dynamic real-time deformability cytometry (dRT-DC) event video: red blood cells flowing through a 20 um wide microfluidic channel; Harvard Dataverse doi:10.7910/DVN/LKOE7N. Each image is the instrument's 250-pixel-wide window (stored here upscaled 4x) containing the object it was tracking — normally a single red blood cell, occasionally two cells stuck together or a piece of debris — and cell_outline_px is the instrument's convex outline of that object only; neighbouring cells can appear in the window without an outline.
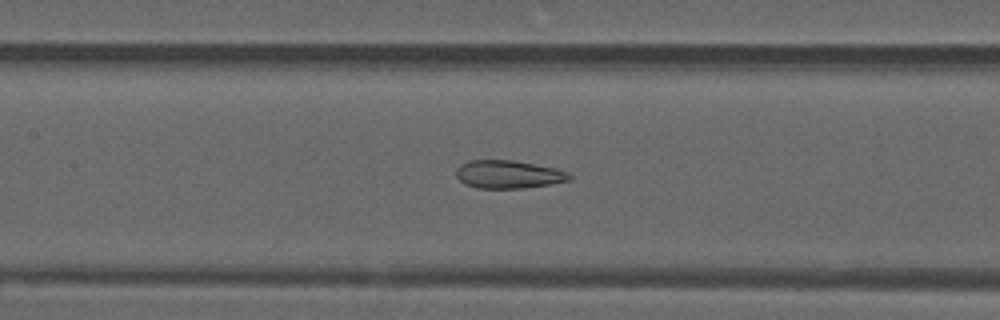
{"species": "common noctule bat (a hibernating species)", "species_latin": "Nyctalus noctula", "temperature_condition": "warm", "stored_images_in_passage": 51, "camera_frame_rate_fps": 3000, "um_per_image_px": 0.085, "animal": {"sex": "male", "forearm_length_mm": 52.5}, "frame": {"image": 1, "passage_image": 23, "time_ms": 7.333, "image_size_px": [1000, 320], "cell_outline_px": [[572, 176], [568, 180], [548, 184], [524, 188], [476, 188], [464, 184], [456, 176], [456, 168], [460, 164], [468, 160], [512, 160], [556, 168], [568, 172]], "centroid_in_image_um": [43.16, 14.81], "position_along_channel_um": 164.2, "area_um2": 18.5}}
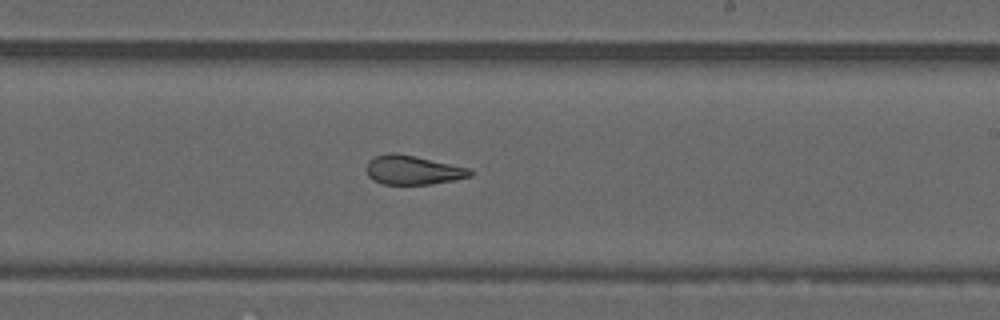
{"frame": {"image": 2, "passage_image": 30, "time_ms": 9.667, "image_size_px": [1000, 320], "cell_outline_px": [[472, 176], [432, 184], [384, 184], [372, 180], [368, 176], [364, 168], [368, 160], [372, 156], [388, 152], [392, 152], [416, 156], [468, 168], [472, 172]], "centroid_in_image_um": [35.0, 14.44], "position_along_channel_um": 254.0, "area_um2": 17.74}}
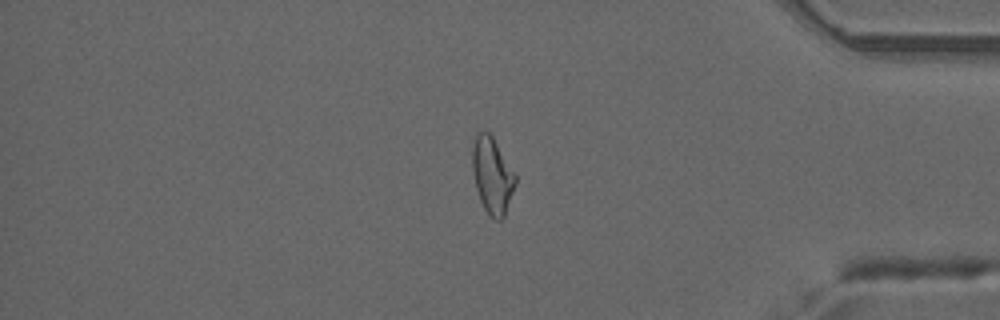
{"frame": {"image": 3, "passage_image": 43, "time_ms": 14.0, "image_size_px": [1000, 320], "cell_outline_px": [[516, 184], [504, 216], [500, 220], [496, 220], [484, 208], [480, 200], [476, 188], [472, 168], [472, 148], [476, 136], [480, 132], [488, 132], [492, 136], [516, 176]], "centroid_in_image_um": [41.83, 14.92], "position_along_channel_um": 393.4, "area_um2": 18.67}, "authors_computed_cell_mechanics": {"area_um2": 19.9988, "velocity_mm_per_s": 3.8631, "shape_relaxation_time_tau1_ms": null, "shape_relaxation_time_tau2_ms": 1.8618, "deformation_change_tau1": null, "deformation_change_tau2": 0.087}}